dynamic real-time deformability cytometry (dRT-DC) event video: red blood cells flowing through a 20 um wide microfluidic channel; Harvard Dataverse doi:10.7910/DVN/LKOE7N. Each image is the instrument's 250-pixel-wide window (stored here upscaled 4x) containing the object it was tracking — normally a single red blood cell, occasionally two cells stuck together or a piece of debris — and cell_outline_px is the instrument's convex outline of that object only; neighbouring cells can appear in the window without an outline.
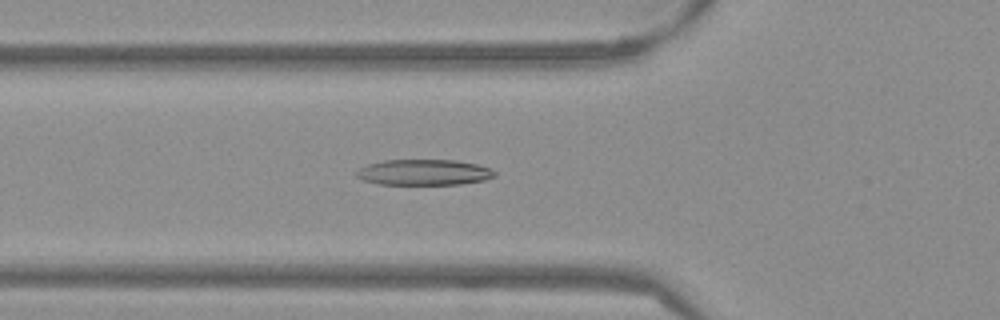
{"species": "Egyptian fruit bat (a non-hibernating species)", "species_latin": "Rousettus aegyptiacus", "temperature_condition": "warm", "stored_images_in_passage": 43, "camera_frame_rate_fps": 3000, "um_per_image_px": 0.085, "frame": {"image": 1, "passage_image": 9, "time_ms": 2.667, "image_size_px": [1000, 320], "cell_outline_px": [[496, 176], [484, 180], [460, 184], [380, 184], [364, 180], [356, 176], [356, 172], [360, 168], [368, 164], [384, 160], [456, 160], [476, 164], [488, 168], [496, 172]], "centroid_in_image_um": [36.04, 14.64], "position_along_channel_um": 89.8, "area_um2": 20.58}}
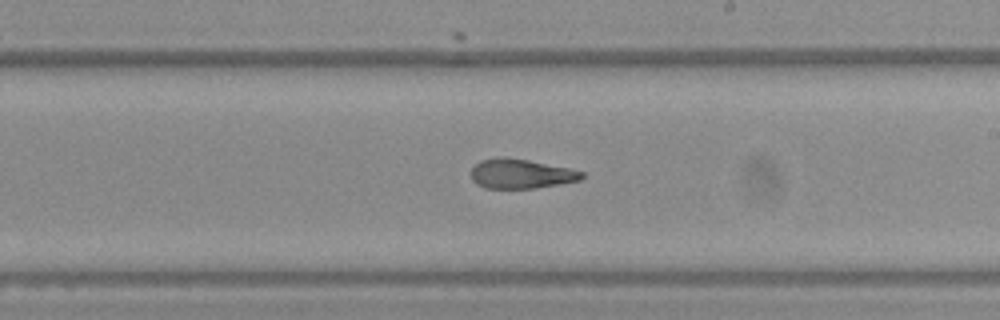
{"frame": {"image": 2, "passage_image": 21, "time_ms": 6.667, "image_size_px": [1000, 320], "cell_outline_px": [[584, 176], [580, 180], [560, 184], [532, 188], [484, 188], [476, 184], [472, 180], [472, 168], [480, 160], [500, 156], [504, 156], [528, 160], [568, 168], [584, 172]], "centroid_in_image_um": [44.25, 14.76], "position_along_channel_um": 244.7, "area_um2": 19.02}}
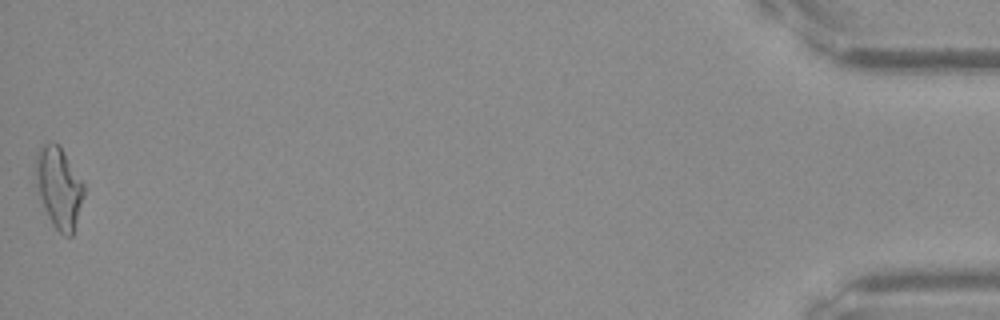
{"frame": {"image": 3, "passage_image": 43, "time_ms": 14.0, "image_size_px": [1000, 320], "cell_outline_px": [[84, 196], [72, 236], [64, 236], [52, 224], [44, 208], [36, 184], [36, 156], [40, 148], [44, 144], [52, 140], [60, 144], [84, 184]], "centroid_in_image_um": [5.02, 15.91], "position_along_channel_um": 430.2, "area_um2": 22.66}, "authors_computed_cell_mechanics": {"area_um2": 20.4612, "velocity_mm_per_s": 3.8522, "shape_relaxation_time_tau1_ms": null, "shape_relaxation_time_tau2_ms": 2.8409, "deformation_change_tau1": null, "deformation_change_tau2": 0.1225}}